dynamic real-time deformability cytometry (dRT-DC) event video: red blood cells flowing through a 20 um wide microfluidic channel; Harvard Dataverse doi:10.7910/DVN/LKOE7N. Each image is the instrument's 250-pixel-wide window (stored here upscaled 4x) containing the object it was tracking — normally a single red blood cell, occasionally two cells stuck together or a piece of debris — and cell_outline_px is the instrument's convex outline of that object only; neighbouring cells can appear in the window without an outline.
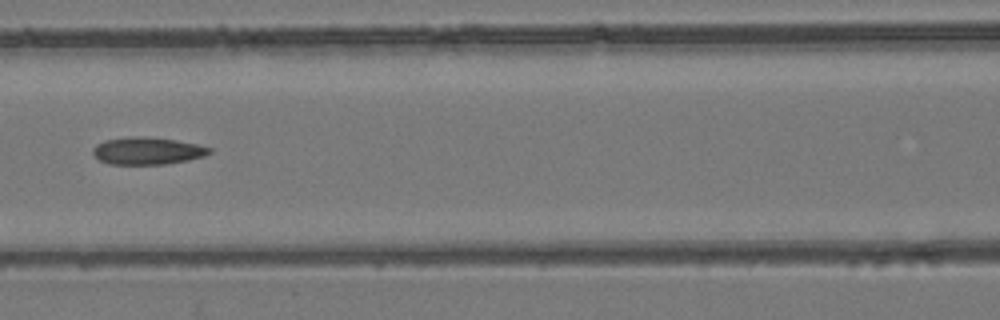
{"species": "common noctule bat (a hibernating species)", "species_latin": "Nyctalus noctula", "temperature_condition": "room temperature", "stored_images_in_passage": 6, "camera_frame_rate_fps": 3000, "um_per_image_px": 0.085, "animal": {"sex": "female", "body_mass_g": 24.6, "forearm_length_mm": 56.2}, "frame": {"image": 1, "passage_image": 6, "time_ms": 5.667, "image_size_px": [1000, 320], "cell_outline_px": [[212, 152], [204, 156], [188, 160], [164, 164], [108, 164], [100, 160], [92, 152], [92, 148], [96, 144], [104, 140], [132, 136], [144, 136], [176, 140], [196, 144], [212, 148]], "centroid_in_image_um": [12.52, 12.81], "position_along_channel_um": 154.1, "area_um2": 18.55}}